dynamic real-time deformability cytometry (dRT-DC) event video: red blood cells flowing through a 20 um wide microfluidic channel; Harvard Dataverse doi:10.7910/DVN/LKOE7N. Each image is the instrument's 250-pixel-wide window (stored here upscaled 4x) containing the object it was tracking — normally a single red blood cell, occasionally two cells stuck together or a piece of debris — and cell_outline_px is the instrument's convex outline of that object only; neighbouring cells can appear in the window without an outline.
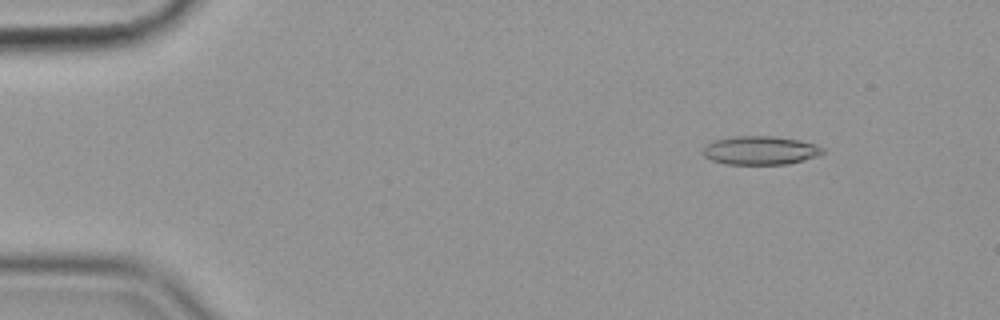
{"species": "common noctule bat (a hibernating species)", "species_latin": "Nyctalus noctula", "temperature_condition": "cold", "stored_images_in_passage": 56, "camera_frame_rate_fps": 3000, "um_per_image_px": 0.085, "animal": {"sex": "female", "body_mass_g": 19.9}, "frame": {"image": 1, "passage_image": 7, "time_ms": 2.0, "image_size_px": [1000, 320], "cell_outline_px": [[824, 152], [820, 156], [788, 164], [724, 164], [712, 160], [704, 156], [704, 148], [708, 144], [716, 140], [732, 136], [772, 136], [800, 140], [816, 144], [824, 148]], "centroid_in_image_um": [64.68, 12.78], "position_along_channel_um": 20.3, "area_um2": 20.0}}
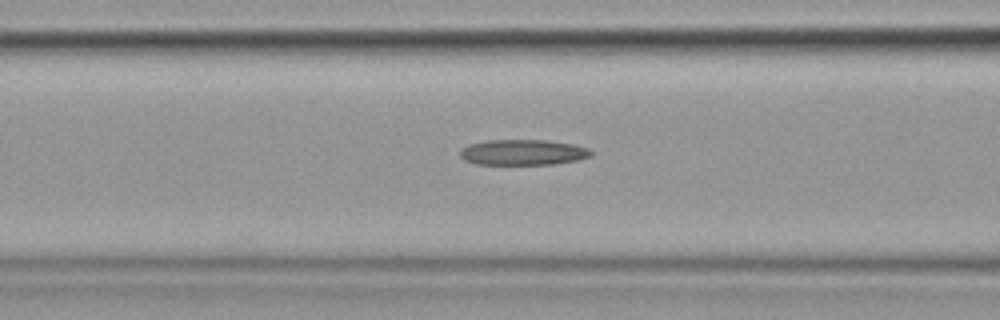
{"frame": {"image": 2, "passage_image": 23, "time_ms": 7.333, "image_size_px": [1000, 320], "cell_outline_px": [[592, 156], [580, 160], [552, 164], [476, 164], [464, 160], [460, 156], [460, 148], [468, 144], [488, 140], [548, 140], [572, 144], [588, 148], [592, 152]], "centroid_in_image_um": [44.44, 12.94], "position_along_channel_um": 122.2, "area_um2": 19.65}}
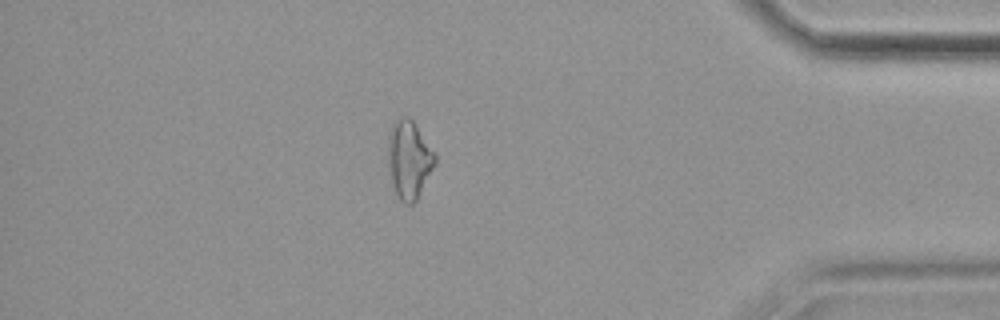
{"frame": {"image": 3, "passage_image": 49, "time_ms": 16.0, "image_size_px": [1000, 320], "cell_outline_px": [[436, 164], [416, 200], [412, 204], [404, 204], [400, 200], [392, 184], [388, 160], [388, 136], [392, 124], [400, 116], [408, 116], [416, 124], [436, 156]], "centroid_in_image_um": [34.76, 13.54], "position_along_channel_um": 400.4, "area_um2": 21.27}, "authors_computed_cell_mechanics": {"area_um2": 20.0566, "velocity_mm_per_s": 3.6071, "shape_relaxation_time_tau1_ms": 6.0662, "shape_relaxation_time_tau2_ms": 5.6821, "deformation_change_tau1": 0.1454, "deformation_change_tau2": 0.1821}}